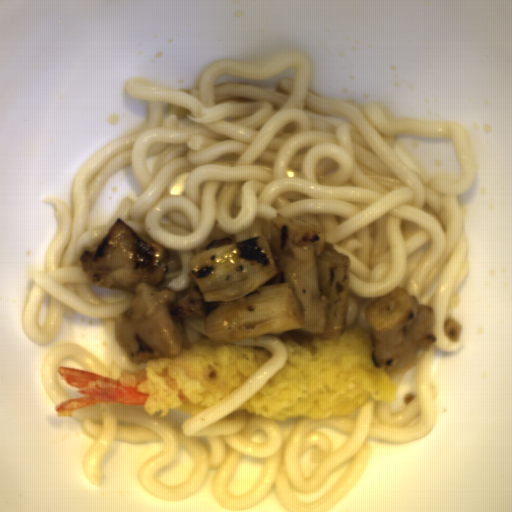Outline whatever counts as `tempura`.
Masks as SVG:
<instances>
[{
	"label": "tempura",
	"mask_w": 512,
	"mask_h": 512,
	"mask_svg": "<svg viewBox=\"0 0 512 512\" xmlns=\"http://www.w3.org/2000/svg\"><path fill=\"white\" fill-rule=\"evenodd\" d=\"M284 366L238 410L271 419L321 420L350 415L367 401L393 403L398 386L376 365L371 330L345 328L337 339L295 331L276 333Z\"/></svg>",
	"instance_id": "obj_1"
},
{
	"label": "tempura",
	"mask_w": 512,
	"mask_h": 512,
	"mask_svg": "<svg viewBox=\"0 0 512 512\" xmlns=\"http://www.w3.org/2000/svg\"><path fill=\"white\" fill-rule=\"evenodd\" d=\"M272 358L271 351L258 345L190 344L177 355L147 360L142 368L124 371L119 378L61 365L58 373L81 396L57 403L54 409L59 419L92 404L141 406L160 417L171 409L198 415L246 383Z\"/></svg>",
	"instance_id": "obj_2"
}]
</instances>
